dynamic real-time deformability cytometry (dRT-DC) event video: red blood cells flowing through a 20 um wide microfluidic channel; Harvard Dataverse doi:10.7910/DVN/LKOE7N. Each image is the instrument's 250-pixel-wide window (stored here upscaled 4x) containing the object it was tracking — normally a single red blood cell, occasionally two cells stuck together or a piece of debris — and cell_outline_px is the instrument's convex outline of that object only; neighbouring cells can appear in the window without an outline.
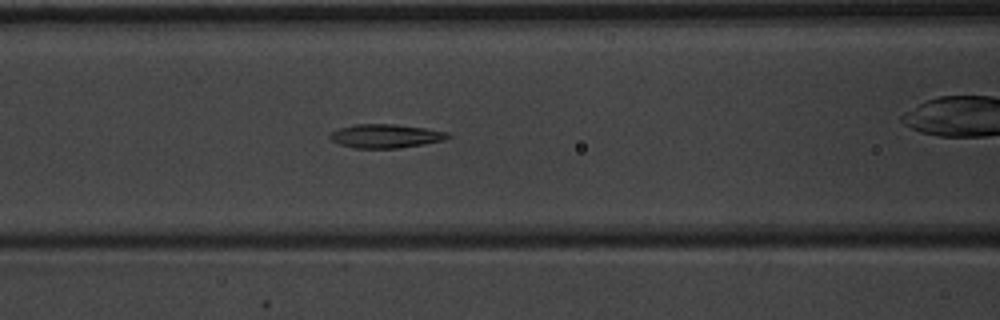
{"species": "common noctule bat (a hibernating species)", "species_latin": "Nyctalus noctula", "temperature_condition": "warm", "stored_images_in_passage": 48, "camera_frame_rate_fps": 3000, "um_per_image_px": 0.085, "animal": {"sex": "male", "body_mass_g": 20.1, "forearm_length_mm": 53.5}, "frame": {"image": 1, "passage_image": 18, "time_ms": 5.667, "image_size_px": [1000, 320], "cell_outline_px": [[452, 136], [444, 140], [424, 144], [400, 148], [352, 148], [340, 144], [332, 140], [328, 136], [332, 132], [340, 128], [356, 124], [396, 124], [424, 128], [448, 132]], "centroid_in_image_um": [32.8, 11.56], "position_along_channel_um": 133.8, "area_um2": 16.3}}
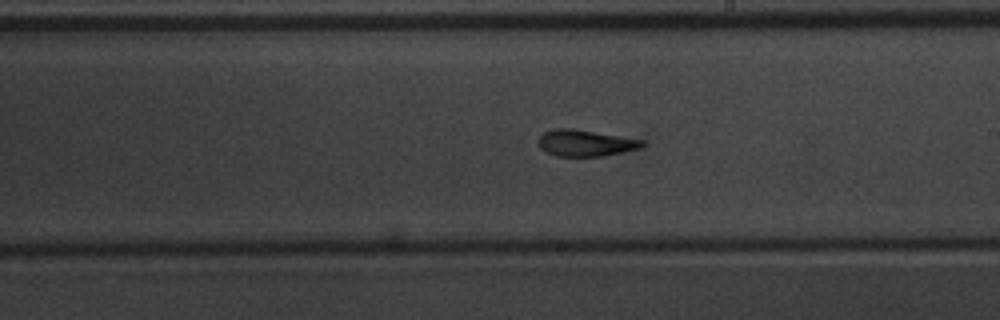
{"frame": {"image": 2, "passage_image": 26, "time_ms": 8.333, "image_size_px": [1000, 320], "cell_outline_px": [[644, 144], [640, 148], [604, 156], [556, 156], [540, 148], [536, 140], [544, 132], [556, 128], [572, 128], [644, 140]], "centroid_in_image_um": [49.73, 12.15], "position_along_channel_um": 239.3, "area_um2": 15.95}}
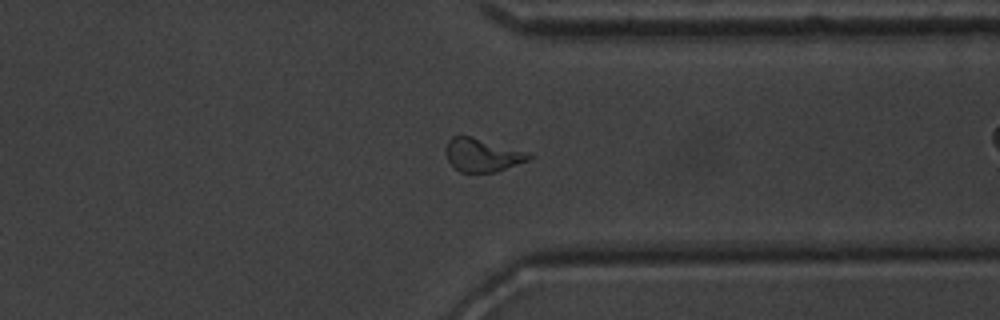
{"frame": {"image": 3, "passage_image": 36, "time_ms": 11.667, "image_size_px": [1000, 320], "cell_outline_px": [[536, 156], [528, 160], [496, 172], [460, 172], [448, 160], [444, 152], [444, 148], [448, 140], [452, 136], [472, 136], [532, 152]], "centroid_in_image_um": [41.04, 13.16], "position_along_channel_um": 370.4, "area_um2": 16.47}, "authors_computed_cell_mechanics": {"area_um2": 16.6464, "velocity_mm_per_s": 3.9591, "shape_relaxation_time_tau1_ms": 6.4417, "shape_relaxation_time_tau2_ms": 1.9299, "deformation_change_tau1": 0.2172, "deformation_change_tau2": 0.0989}}